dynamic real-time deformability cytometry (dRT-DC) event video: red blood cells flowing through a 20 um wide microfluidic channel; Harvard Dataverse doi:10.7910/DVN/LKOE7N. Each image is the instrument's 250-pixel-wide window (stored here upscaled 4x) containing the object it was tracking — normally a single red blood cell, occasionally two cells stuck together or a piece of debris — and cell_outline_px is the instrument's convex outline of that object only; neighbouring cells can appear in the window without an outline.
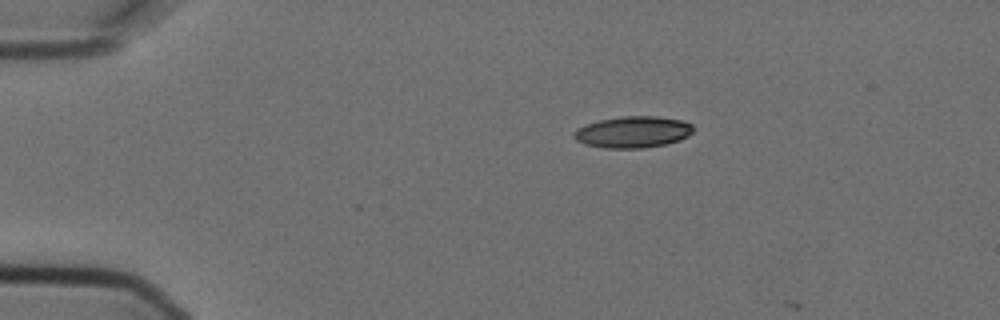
{"species": "Egyptian fruit bat (a non-hibernating species)", "species_latin": "Rousettus aegyptiacus", "temperature_condition": "cold", "stored_images_in_passage": 3, "camera_frame_rate_fps": 3000, "um_per_image_px": 0.085, "animal": {"sex": "female"}, "frame": {"image": 1, "passage_image": 2, "time_ms": 0.333, "image_size_px": [1000, 320], "cell_outline_px": [[692, 132], [688, 136], [680, 140], [664, 144], [644, 148], [604, 148], [584, 144], [576, 140], [572, 136], [572, 132], [588, 124], [600, 120], [624, 116], [656, 116], [684, 120], [692, 124]], "centroid_in_image_um": [53.81, 11.22], "position_along_channel_um": 31.2, "area_um2": 21.85}}